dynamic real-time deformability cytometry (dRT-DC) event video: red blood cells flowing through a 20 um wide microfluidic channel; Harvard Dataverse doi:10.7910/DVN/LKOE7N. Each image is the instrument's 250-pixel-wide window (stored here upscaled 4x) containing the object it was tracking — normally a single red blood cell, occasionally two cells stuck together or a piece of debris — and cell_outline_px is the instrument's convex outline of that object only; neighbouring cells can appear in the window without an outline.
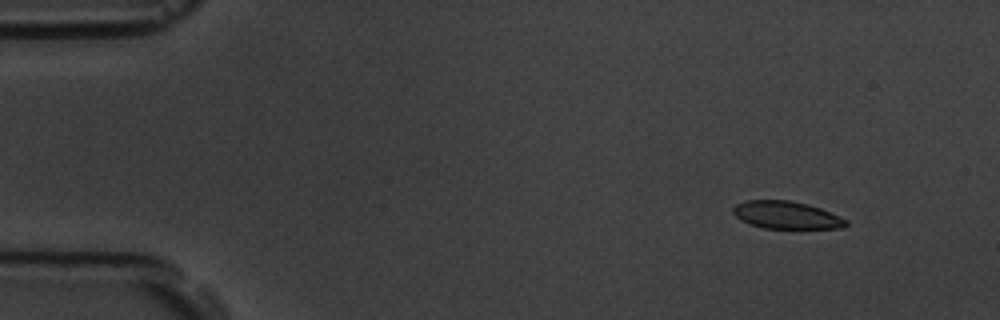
{"species": "common noctule bat (a hibernating species)", "species_latin": "Nyctalus noctula", "temperature_condition": "room temperature", "stored_images_in_passage": 4, "camera_frame_rate_fps": 3000, "um_per_image_px": 0.085, "animal": {"sex": "male", "body_mass_g": 19.5, "forearm_length_mm": 54.6}, "frame": {"image": 1, "passage_image": 1, "time_ms": 0.0, "image_size_px": [1000, 320], "cell_outline_px": [[848, 224], [844, 228], [764, 228], [740, 220], [732, 212], [732, 208], [736, 204], [744, 200], [788, 200], [808, 204], [820, 208], [848, 220]], "centroid_in_image_um": [66.83, 18.27], "position_along_channel_um": 18.2, "area_um2": 18.09}}
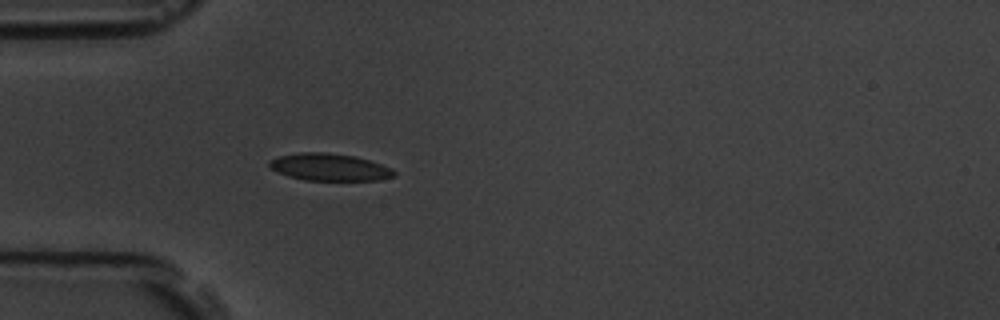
{"frame": {"image": 2, "passage_image": 4, "time_ms": 3.667, "image_size_px": [1000, 320], "cell_outline_px": [[396, 176], [380, 180], [304, 180], [288, 176], [272, 168], [268, 164], [268, 160], [280, 156], [300, 152], [328, 152], [352, 156], [368, 160], [392, 168], [396, 172]], "centroid_in_image_um": [28.02, 14.21], "position_along_channel_um": 57.0, "area_um2": 19.65}}